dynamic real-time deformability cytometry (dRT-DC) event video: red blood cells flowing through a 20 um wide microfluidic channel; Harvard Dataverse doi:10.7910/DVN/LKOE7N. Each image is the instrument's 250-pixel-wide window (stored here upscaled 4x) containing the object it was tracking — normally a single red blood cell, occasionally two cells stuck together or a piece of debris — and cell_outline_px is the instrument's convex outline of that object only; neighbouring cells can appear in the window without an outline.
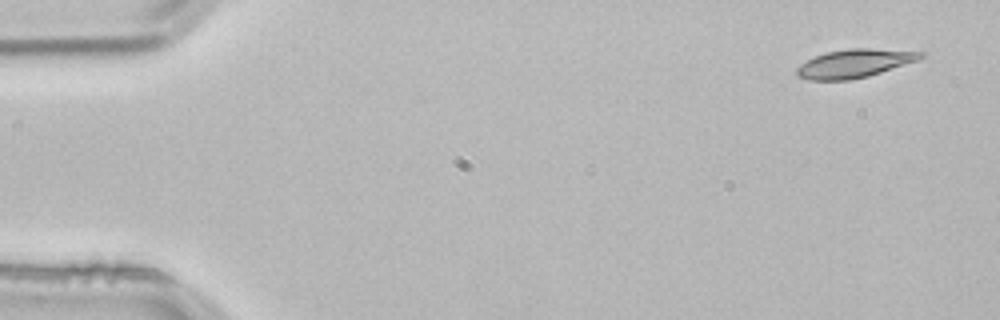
{"species": "common noctule bat (a hibernating species)", "species_latin": "Nyctalus noctula", "temperature_condition": "room temperature", "stored_images_in_passage": 4, "segment_of_instrument_passage": [1, 2], "camera_frame_rate_fps": 3000, "um_per_image_px": 0.085, "animal": {"sex": "male", "body_mass_g": 21.5, "forearm_length_mm": 52.0}, "frame": {"image": 1, "passage_image": 1, "time_ms": 0.0, "image_size_px": [1000, 320], "cell_outline_px": [[924, 56], [920, 60], [868, 76], [848, 80], [808, 80], [796, 76], [796, 68], [800, 64], [816, 56], [828, 52], [848, 48], [868, 48], [924, 52]], "centroid_in_image_um": [72.63, 5.39], "position_along_channel_um": 12.4, "area_um2": 20.46}}